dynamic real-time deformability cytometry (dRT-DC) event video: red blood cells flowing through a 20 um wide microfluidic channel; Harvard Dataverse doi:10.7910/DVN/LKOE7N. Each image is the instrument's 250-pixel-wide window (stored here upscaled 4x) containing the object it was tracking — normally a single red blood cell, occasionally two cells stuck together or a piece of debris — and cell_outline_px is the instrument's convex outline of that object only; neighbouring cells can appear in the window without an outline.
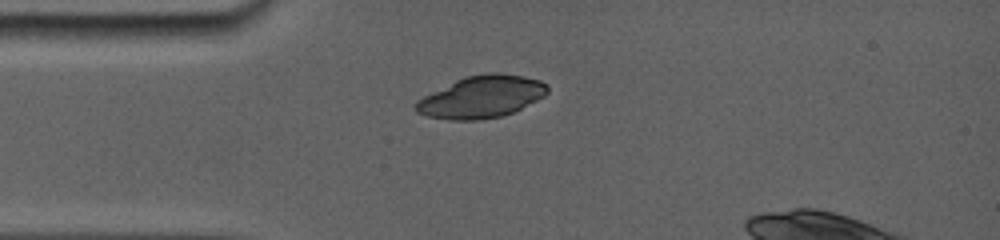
{"species": "common noctule bat (a hibernating species)", "species_latin": "Nyctalus noctula", "temperature_condition": "room temperature", "stored_images_in_passage": 1, "camera_frame_rate_fps": 5000, "um_per_image_px": 0.085, "animal": {"sex": "female", "body_mass_g": 19.0, "forearm_length_mm": 56.7}, "frame": {"image": 1, "passage_image": 1, "time_ms": 0.0, "image_size_px": [1000, 240], "cell_outline_px": [[548, 92], [544, 96], [512, 112], [500, 116], [476, 120], [452, 120], [428, 116], [416, 112], [412, 104], [416, 100], [464, 76], [488, 72], [500, 72], [524, 76], [540, 80], [548, 84]], "centroid_in_image_um": [40.91, 8.21], "position_along_channel_um": 44.1, "area_um2": 32.25}}